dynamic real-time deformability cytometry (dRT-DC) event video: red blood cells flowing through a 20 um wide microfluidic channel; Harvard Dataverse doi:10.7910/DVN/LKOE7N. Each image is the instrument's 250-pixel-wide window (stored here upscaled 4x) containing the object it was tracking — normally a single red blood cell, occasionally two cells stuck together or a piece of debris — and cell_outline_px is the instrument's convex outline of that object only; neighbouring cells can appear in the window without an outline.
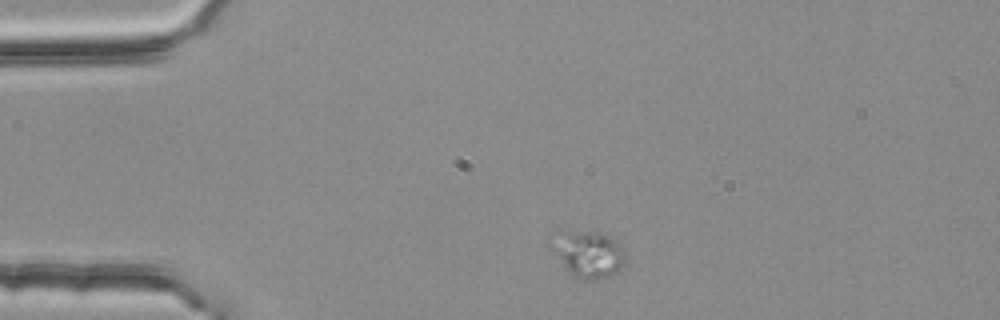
{"species": "common noctule bat (a hibernating species)", "species_latin": "Nyctalus noctula", "temperature_condition": "room temperature", "stored_images_in_passage": 2, "camera_frame_rate_fps": 3000, "um_per_image_px": 0.085, "animal": {"sex": "female", "body_mass_g": 25.1}, "frame": {"image": 1, "passage_image": 1, "time_ms": 0.0, "image_size_px": [1000, 320], "cell_outline_px": [[624, 264], [612, 276], [600, 280], [584, 280], [576, 276], [564, 264], [560, 256], [560, 252], [568, 236], [580, 232], [600, 232], [612, 236], [624, 248]], "centroid_in_image_um": [50.37, 21.71], "position_along_channel_um": 34.6, "area_um2": 17.69}}